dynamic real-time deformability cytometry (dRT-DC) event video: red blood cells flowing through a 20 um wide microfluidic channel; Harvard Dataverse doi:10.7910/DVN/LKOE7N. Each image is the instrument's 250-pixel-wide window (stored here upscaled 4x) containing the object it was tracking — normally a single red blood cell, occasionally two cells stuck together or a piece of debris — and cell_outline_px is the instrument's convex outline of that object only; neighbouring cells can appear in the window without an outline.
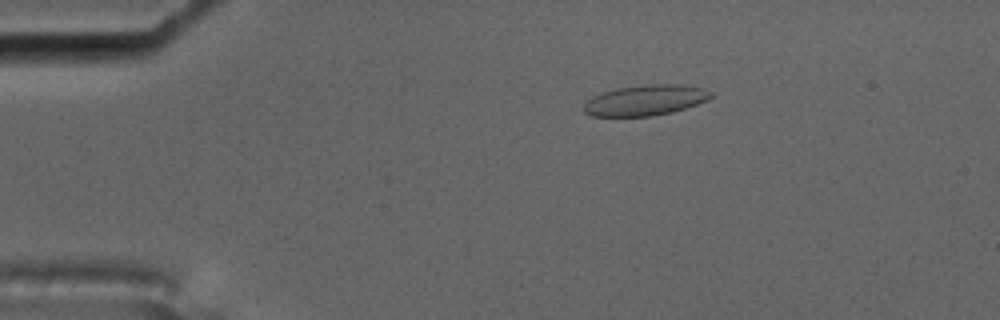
{"species": "common noctule bat (a hibernating species)", "species_latin": "Nyctalus noctula", "temperature_condition": "cold", "stored_images_in_passage": 4, "camera_frame_rate_fps": 3000, "um_per_image_px": 0.085, "animal": {"sex": "male", "body_mass_g": 17.5, "forearm_length_mm": 52.3}, "frame": {"image": 1, "passage_image": 3, "time_ms": 0.667, "image_size_px": [1000, 320], "cell_outline_px": [[712, 96], [696, 104], [672, 112], [652, 116], [592, 116], [584, 112], [584, 104], [592, 96], [600, 92], [616, 88], [644, 84], [680, 84], [700, 88], [712, 92]], "centroid_in_image_um": [54.8, 8.51], "position_along_channel_um": 30.2, "area_um2": 22.54}}